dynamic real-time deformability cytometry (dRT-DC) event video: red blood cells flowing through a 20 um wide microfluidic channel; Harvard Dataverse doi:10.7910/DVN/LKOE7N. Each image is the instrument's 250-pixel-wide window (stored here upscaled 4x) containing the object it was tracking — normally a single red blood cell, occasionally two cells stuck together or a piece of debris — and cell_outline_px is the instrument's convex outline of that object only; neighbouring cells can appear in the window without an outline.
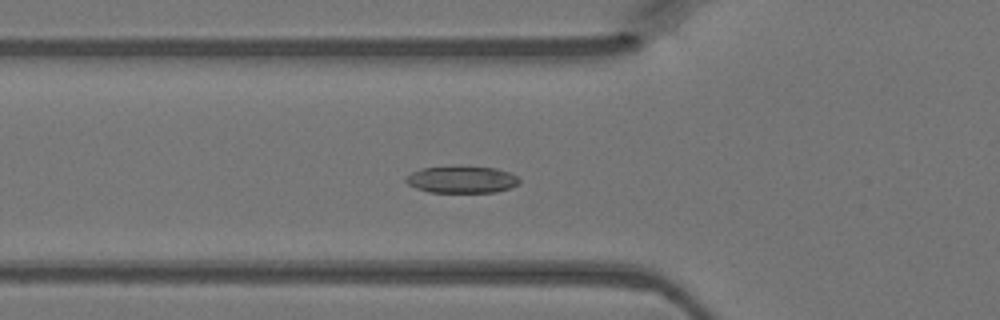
{"species": "Egyptian fruit bat (a non-hibernating species)", "species_latin": "Rousettus aegyptiacus", "temperature_condition": "warm", "stored_images_in_passage": 50, "camera_frame_rate_fps": 3000, "um_per_image_px": 0.085, "animal": {"sex": "female"}, "frame": {"image": 1, "passage_image": 18, "time_ms": 5.667, "image_size_px": [1000, 320], "cell_outline_px": [[520, 180], [516, 184], [508, 188], [496, 192], [428, 192], [416, 188], [408, 184], [404, 180], [412, 172], [420, 168], [496, 168], [508, 172], [516, 176]], "centroid_in_image_um": [39.22, 15.29], "position_along_channel_um": 86.6, "area_um2": 17.11}}
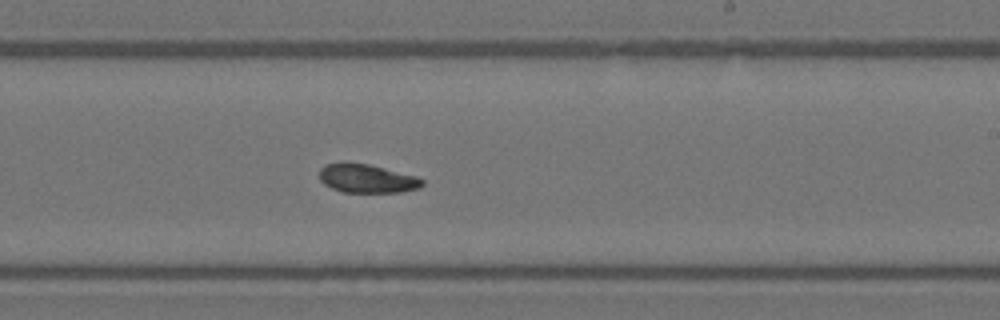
{"frame": {"image": 2, "passage_image": 30, "time_ms": 9.667, "image_size_px": [1000, 320], "cell_outline_px": [[424, 184], [420, 188], [400, 192], [344, 192], [332, 188], [324, 184], [320, 180], [320, 168], [324, 164], [368, 164], [416, 176], [424, 180]], "centroid_in_image_um": [31.22, 15.2], "position_along_channel_um": 257.8, "area_um2": 16.82}}
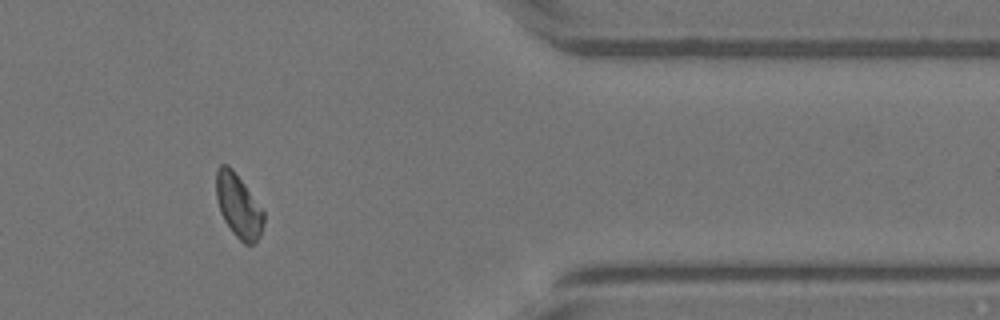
{"frame": {"image": 3, "passage_image": 41, "time_ms": 13.333, "image_size_px": [1000, 320], "cell_outline_px": [[264, 220], [260, 236], [252, 244], [244, 244], [232, 232], [224, 220], [220, 212], [216, 200], [216, 172], [220, 164], [228, 164], [232, 168], [264, 208]], "centroid_in_image_um": [20.27, 17.48], "position_along_channel_um": 391.1, "area_um2": 17.86}}